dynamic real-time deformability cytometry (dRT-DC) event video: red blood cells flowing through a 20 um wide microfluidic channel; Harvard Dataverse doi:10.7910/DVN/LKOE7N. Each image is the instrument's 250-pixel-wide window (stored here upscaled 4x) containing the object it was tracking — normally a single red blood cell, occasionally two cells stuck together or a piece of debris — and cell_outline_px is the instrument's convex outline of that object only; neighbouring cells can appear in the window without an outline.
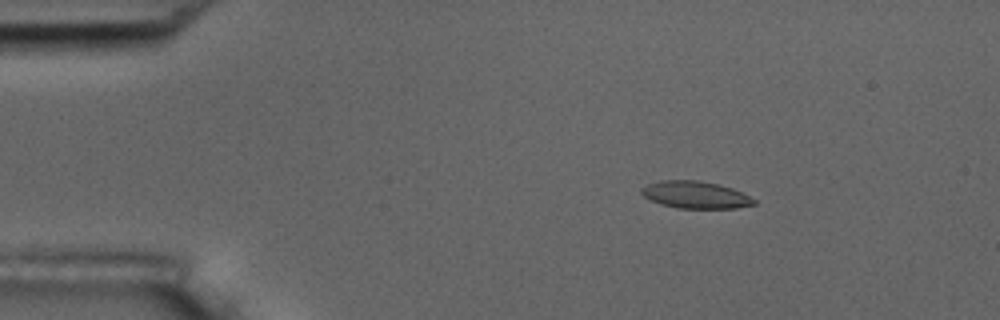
{"species": "common noctule bat (a hibernating species)", "species_latin": "Nyctalus noctula", "temperature_condition": "room temperature", "stored_images_in_passage": 5, "camera_frame_rate_fps": 3000, "um_per_image_px": 0.085, "animal": {"sex": "male", "body_mass_g": 17.5, "forearm_length_mm": 52.3}, "frame": {"image": 1, "passage_image": 3, "time_ms": 0.667, "image_size_px": [1000, 320], "cell_outline_px": [[756, 204], [736, 208], [676, 208], [660, 204], [644, 196], [640, 192], [640, 188], [648, 184], [660, 180], [696, 180], [716, 184], [732, 188], [756, 200]], "centroid_in_image_um": [59.08, 16.56], "position_along_channel_um": 25.9, "area_um2": 17.69}}